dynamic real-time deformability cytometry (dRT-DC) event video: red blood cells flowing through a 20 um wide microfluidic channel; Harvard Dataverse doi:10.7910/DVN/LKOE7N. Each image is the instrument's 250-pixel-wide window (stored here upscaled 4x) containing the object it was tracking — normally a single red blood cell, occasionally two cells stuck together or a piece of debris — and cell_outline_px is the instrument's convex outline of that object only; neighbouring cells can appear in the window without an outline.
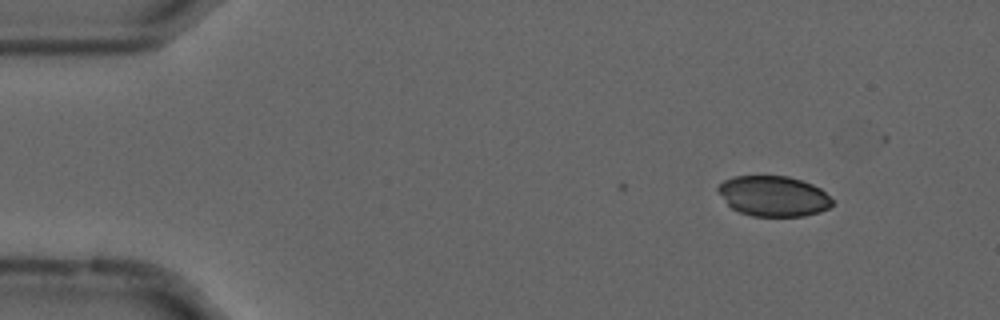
{"species": "common noctule bat (a hibernating species)", "species_latin": "Nyctalus noctula", "temperature_condition": "cold", "stored_images_in_passage": 4, "camera_frame_rate_fps": 3000, "um_per_image_px": 0.085, "animal": {"sex": "male", "forearm_length_mm": 52.5}, "frame": {"image": 1, "passage_image": 4, "time_ms": 1.0, "image_size_px": [1000, 320], "cell_outline_px": [[832, 204], [828, 208], [820, 212], [804, 216], [752, 216], [740, 212], [732, 208], [728, 204], [716, 188], [724, 180], [732, 176], [788, 176], [812, 184], [820, 188], [832, 200]], "centroid_in_image_um": [65.74, 16.67], "position_along_channel_um": 19.3, "area_um2": 26.7}}